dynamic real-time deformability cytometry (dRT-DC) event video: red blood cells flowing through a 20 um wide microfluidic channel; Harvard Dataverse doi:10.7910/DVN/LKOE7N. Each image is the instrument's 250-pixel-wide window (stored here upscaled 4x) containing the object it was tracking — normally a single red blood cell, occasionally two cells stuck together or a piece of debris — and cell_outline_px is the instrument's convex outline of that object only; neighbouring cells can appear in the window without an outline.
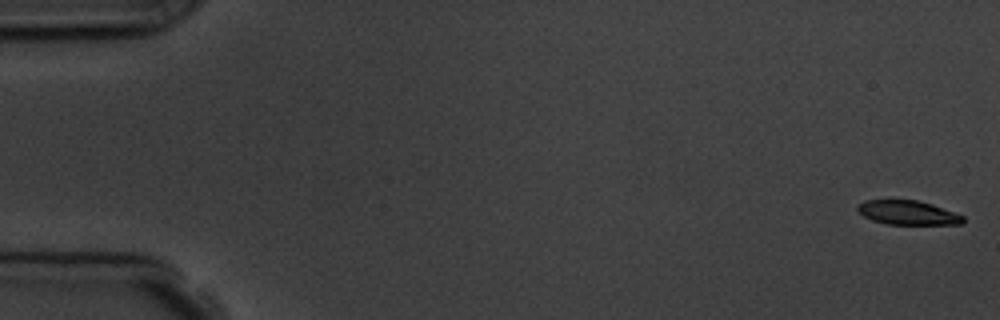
{"species": "common noctule bat (a hibernating species)", "species_latin": "Nyctalus noctula", "temperature_condition": "room temperature", "stored_images_in_passage": 6, "camera_frame_rate_fps": 3000, "um_per_image_px": 0.085, "animal": {"sex": "male", "body_mass_g": 19.5, "forearm_length_mm": 54.6}, "frame": {"image": 1, "passage_image": 1, "time_ms": 0.0, "image_size_px": [1000, 320], "cell_outline_px": [[964, 224], [888, 224], [872, 220], [864, 216], [856, 208], [864, 200], [916, 200], [932, 204], [964, 216]], "centroid_in_image_um": [77.18, 18.08], "position_along_channel_um": 7.8, "area_um2": 14.68}}
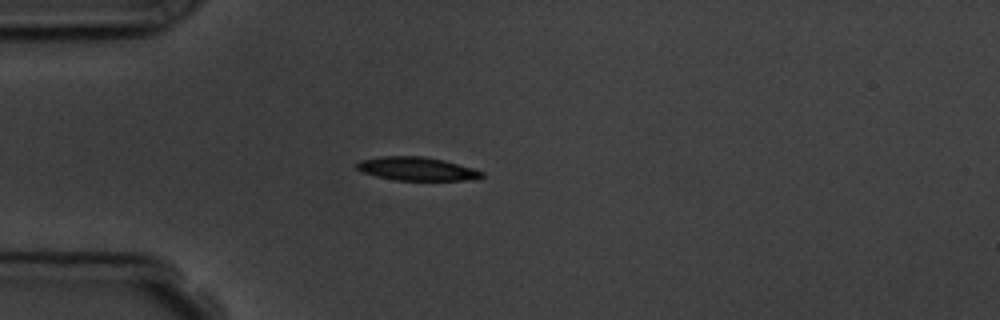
{"frame": {"image": 2, "passage_image": 5, "time_ms": 4.667, "image_size_px": [1000, 320], "cell_outline_px": [[484, 176], [464, 180], [396, 180], [376, 176], [364, 172], [356, 168], [356, 164], [360, 160], [380, 156], [420, 156], [444, 160], [472, 168], [484, 172]], "centroid_in_image_um": [35.4, 14.34], "position_along_channel_um": 49.6, "area_um2": 16.88}}